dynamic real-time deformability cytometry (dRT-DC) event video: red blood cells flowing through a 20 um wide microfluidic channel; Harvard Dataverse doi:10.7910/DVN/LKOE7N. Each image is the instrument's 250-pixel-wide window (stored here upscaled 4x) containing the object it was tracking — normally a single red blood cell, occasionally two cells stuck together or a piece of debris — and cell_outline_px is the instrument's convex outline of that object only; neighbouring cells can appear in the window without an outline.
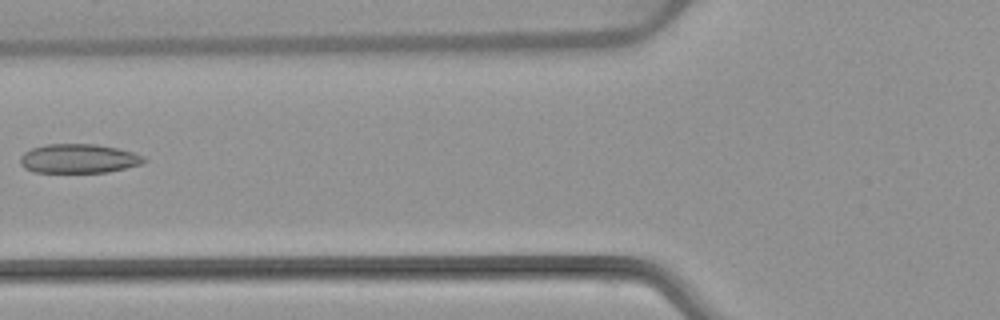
{"species": "common noctule bat (a hibernating species)", "species_latin": "Nyctalus noctula", "temperature_condition": "warm", "stored_images_in_passage": 4, "camera_frame_rate_fps": 3000, "um_per_image_px": 0.085, "animal": {"sex": "female", "body_mass_g": 22.7, "forearm_length_mm": 54.2}, "frame": {"image": 1, "passage_image": 3, "time_ms": 2.333, "image_size_px": [1000, 320], "cell_outline_px": [[148, 160], [140, 164], [108, 172], [36, 172], [24, 168], [20, 164], [20, 156], [24, 152], [32, 148], [44, 144], [96, 144], [116, 148], [132, 152], [144, 156]], "centroid_in_image_um": [6.66, 13.47], "position_along_channel_um": 119.1, "area_um2": 20.98}}
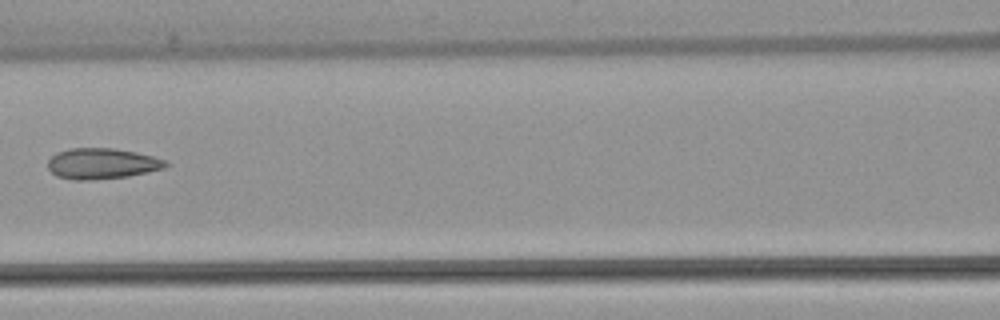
{"frame": {"image": 2, "passage_image": 4, "time_ms": 3.333, "image_size_px": [1000, 320], "cell_outline_px": [[168, 164], [164, 168], [148, 172], [128, 176], [92, 180], [72, 180], [56, 176], [48, 168], [48, 160], [56, 152], [72, 148], [112, 148], [136, 152], [152, 156], [164, 160]], "centroid_in_image_um": [8.63, 13.91], "position_along_channel_um": 158.0, "area_um2": 21.1}}